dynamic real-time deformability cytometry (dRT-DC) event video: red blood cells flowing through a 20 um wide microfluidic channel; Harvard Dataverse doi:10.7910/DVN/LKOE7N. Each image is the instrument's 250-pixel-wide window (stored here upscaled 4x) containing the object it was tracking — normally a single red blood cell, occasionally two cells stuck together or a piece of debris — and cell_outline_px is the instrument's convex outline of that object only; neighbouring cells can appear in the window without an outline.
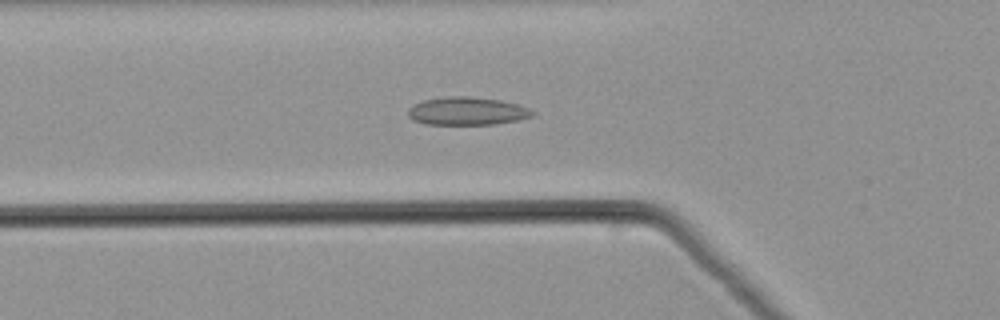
{"species": "common noctule bat (a hibernating species)", "species_latin": "Nyctalus noctula", "temperature_condition": "warm", "stored_images_in_passage": 51, "camera_frame_rate_fps": 3000, "um_per_image_px": 0.085, "animal": {"sex": "male", "body_mass_g": 21.5, "forearm_length_mm": 52.0}, "frame": {"image": 1, "passage_image": 18, "time_ms": 5.667, "image_size_px": [1000, 320], "cell_outline_px": [[536, 112], [532, 116], [520, 120], [496, 124], [424, 124], [412, 120], [408, 116], [408, 108], [424, 100], [444, 96], [468, 96], [500, 100], [520, 104], [532, 108]], "centroid_in_image_um": [39.75, 9.44], "position_along_channel_um": 86.0, "area_um2": 20.58}}
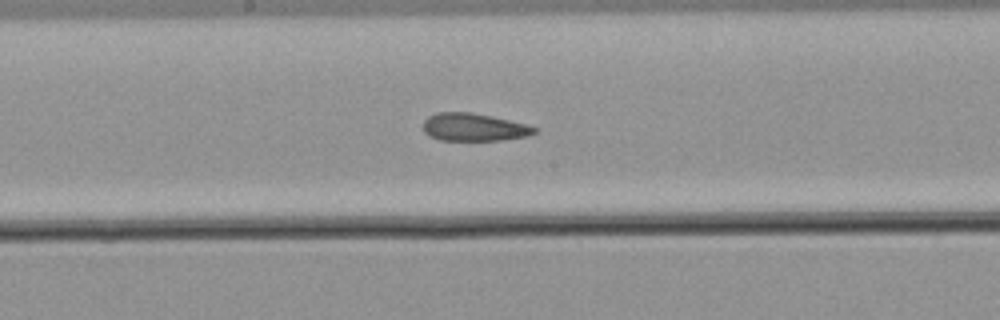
{"frame": {"image": 2, "passage_image": 27, "time_ms": 8.667, "image_size_px": [1000, 320], "cell_outline_px": [[536, 132], [528, 136], [504, 140], [440, 140], [428, 136], [424, 132], [424, 120], [428, 116], [436, 112], [468, 112], [492, 116], [524, 124], [536, 128]], "centroid_in_image_um": [40.24, 10.81], "position_along_channel_um": 208.0, "area_um2": 17.92}}
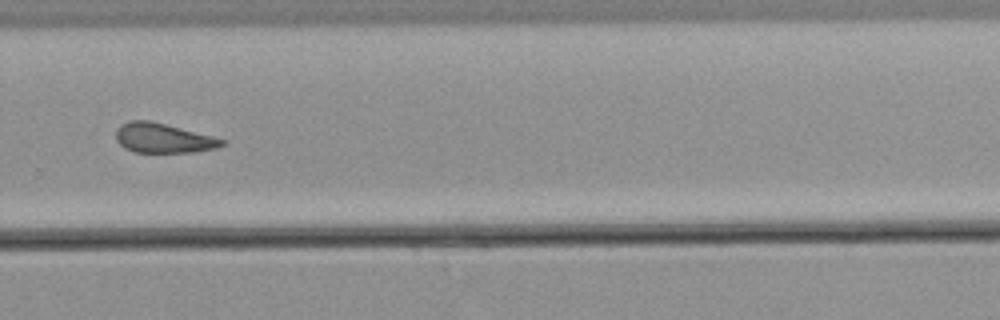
{"frame": {"image": 3, "passage_image": 35, "time_ms": 11.333, "image_size_px": [1000, 320], "cell_outline_px": [[224, 144], [216, 148], [192, 152], [132, 152], [124, 148], [116, 140], [116, 128], [120, 124], [128, 120], [148, 120], [212, 136], [224, 140]], "centroid_in_image_um": [13.8, 11.74], "position_along_channel_um": 316.0, "area_um2": 18.15}}